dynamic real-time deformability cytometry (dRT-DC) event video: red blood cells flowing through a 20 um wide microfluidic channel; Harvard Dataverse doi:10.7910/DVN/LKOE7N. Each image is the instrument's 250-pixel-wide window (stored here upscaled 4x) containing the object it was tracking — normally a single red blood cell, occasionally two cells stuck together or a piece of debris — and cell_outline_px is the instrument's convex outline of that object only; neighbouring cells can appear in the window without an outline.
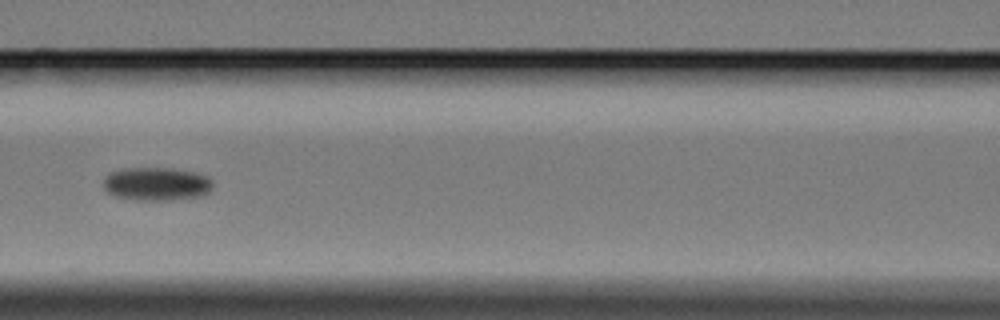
{"species": "Egyptian fruit bat (a non-hibernating species)", "species_latin": "Rousettus aegyptiacus", "temperature_condition": "cold", "stored_images_in_passage": 8, "camera_frame_rate_fps": 3000, "um_per_image_px": 0.085, "animal": {"sex": "female"}, "frame": {"image": 1, "passage_image": 6, "time_ms": 6.333, "image_size_px": [1000, 320], "cell_outline_px": [[212, 184], [208, 192], [200, 196], [172, 200], [136, 200], [116, 196], [108, 192], [104, 188], [104, 180], [112, 172], [124, 168], [164, 168], [192, 172], [208, 176], [212, 180]], "centroid_in_image_um": [13.31, 15.64], "position_along_channel_um": 153.3, "area_um2": 20.92}}
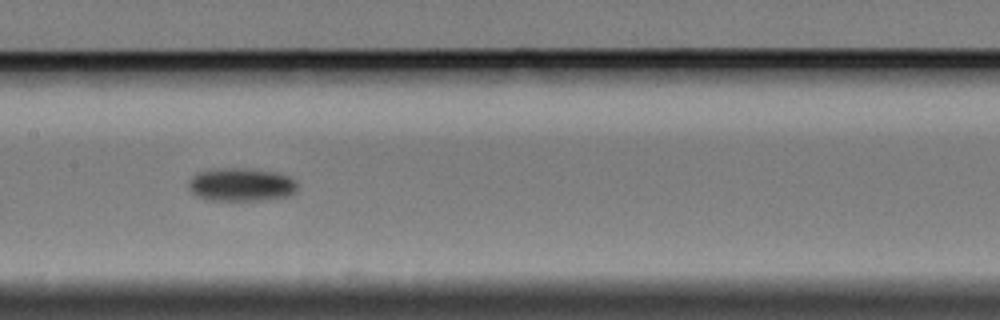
{"frame": {"image": 2, "passage_image": 7, "time_ms": 7.333, "image_size_px": [1000, 320], "cell_outline_px": [[296, 192], [288, 196], [264, 200], [204, 200], [196, 196], [192, 192], [188, 184], [192, 176], [196, 172], [208, 168], [248, 168], [280, 172], [296, 180]], "centroid_in_image_um": [20.48, 15.67], "position_along_channel_um": 186.9, "area_um2": 21.56}}
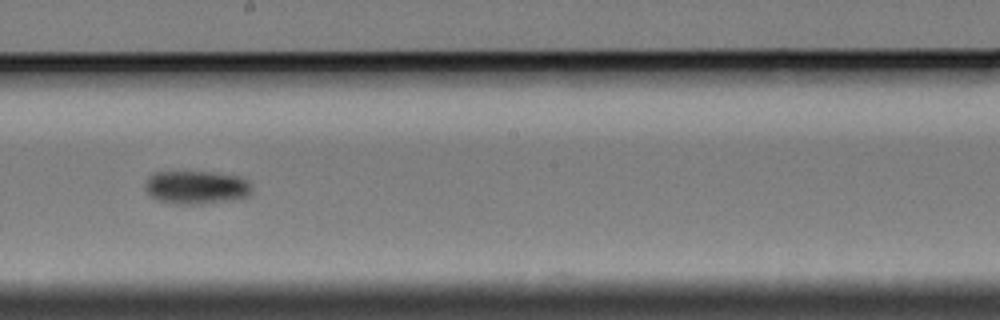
{"frame": {"image": 3, "passage_image": 8, "time_ms": 8.667, "image_size_px": [1000, 320], "cell_outline_px": [[252, 188], [248, 196], [224, 200], [192, 204], [176, 204], [156, 200], [148, 192], [148, 176], [156, 172], [212, 172], [240, 176]], "centroid_in_image_um": [16.67, 15.91], "position_along_channel_um": 231.5, "area_um2": 20.06}}